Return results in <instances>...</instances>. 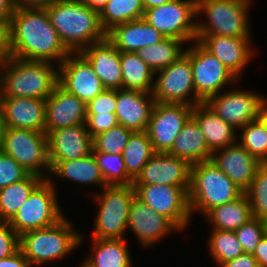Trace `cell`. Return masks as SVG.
Listing matches in <instances>:
<instances>
[{
	"label": "cell",
	"instance_id": "cell-1",
	"mask_svg": "<svg viewBox=\"0 0 267 267\" xmlns=\"http://www.w3.org/2000/svg\"><path fill=\"white\" fill-rule=\"evenodd\" d=\"M11 57L60 65L71 53L50 22L45 8L15 9L8 26Z\"/></svg>",
	"mask_w": 267,
	"mask_h": 267
},
{
	"label": "cell",
	"instance_id": "cell-2",
	"mask_svg": "<svg viewBox=\"0 0 267 267\" xmlns=\"http://www.w3.org/2000/svg\"><path fill=\"white\" fill-rule=\"evenodd\" d=\"M61 41L70 52H80L91 44L103 41L99 12L82 0H51L44 7Z\"/></svg>",
	"mask_w": 267,
	"mask_h": 267
},
{
	"label": "cell",
	"instance_id": "cell-3",
	"mask_svg": "<svg viewBox=\"0 0 267 267\" xmlns=\"http://www.w3.org/2000/svg\"><path fill=\"white\" fill-rule=\"evenodd\" d=\"M74 228L65 215L52 226L21 234L19 249L33 267H43L57 260L61 262L87 240L85 233Z\"/></svg>",
	"mask_w": 267,
	"mask_h": 267
},
{
	"label": "cell",
	"instance_id": "cell-4",
	"mask_svg": "<svg viewBox=\"0 0 267 267\" xmlns=\"http://www.w3.org/2000/svg\"><path fill=\"white\" fill-rule=\"evenodd\" d=\"M252 3V0H196V41L205 35L253 37L249 13Z\"/></svg>",
	"mask_w": 267,
	"mask_h": 267
},
{
	"label": "cell",
	"instance_id": "cell-5",
	"mask_svg": "<svg viewBox=\"0 0 267 267\" xmlns=\"http://www.w3.org/2000/svg\"><path fill=\"white\" fill-rule=\"evenodd\" d=\"M3 97L47 99L58 85V65L9 57L2 70Z\"/></svg>",
	"mask_w": 267,
	"mask_h": 267
},
{
	"label": "cell",
	"instance_id": "cell-6",
	"mask_svg": "<svg viewBox=\"0 0 267 267\" xmlns=\"http://www.w3.org/2000/svg\"><path fill=\"white\" fill-rule=\"evenodd\" d=\"M244 192L211 160L191 165L188 202L191 216H203L216 206L239 198Z\"/></svg>",
	"mask_w": 267,
	"mask_h": 267
},
{
	"label": "cell",
	"instance_id": "cell-7",
	"mask_svg": "<svg viewBox=\"0 0 267 267\" xmlns=\"http://www.w3.org/2000/svg\"><path fill=\"white\" fill-rule=\"evenodd\" d=\"M94 192L90 197L98 210L90 238L126 239L130 206L136 196L134 186L107 185Z\"/></svg>",
	"mask_w": 267,
	"mask_h": 267
},
{
	"label": "cell",
	"instance_id": "cell-8",
	"mask_svg": "<svg viewBox=\"0 0 267 267\" xmlns=\"http://www.w3.org/2000/svg\"><path fill=\"white\" fill-rule=\"evenodd\" d=\"M58 192L49 179H44L9 221L10 226L20 236L56 224L65 216Z\"/></svg>",
	"mask_w": 267,
	"mask_h": 267
},
{
	"label": "cell",
	"instance_id": "cell-9",
	"mask_svg": "<svg viewBox=\"0 0 267 267\" xmlns=\"http://www.w3.org/2000/svg\"><path fill=\"white\" fill-rule=\"evenodd\" d=\"M0 150L10 155L29 174L48 179L51 165L45 132L7 128Z\"/></svg>",
	"mask_w": 267,
	"mask_h": 267
},
{
	"label": "cell",
	"instance_id": "cell-10",
	"mask_svg": "<svg viewBox=\"0 0 267 267\" xmlns=\"http://www.w3.org/2000/svg\"><path fill=\"white\" fill-rule=\"evenodd\" d=\"M196 95L205 102L210 96L236 86L239 79L198 41L187 45Z\"/></svg>",
	"mask_w": 267,
	"mask_h": 267
},
{
	"label": "cell",
	"instance_id": "cell-11",
	"mask_svg": "<svg viewBox=\"0 0 267 267\" xmlns=\"http://www.w3.org/2000/svg\"><path fill=\"white\" fill-rule=\"evenodd\" d=\"M152 95L155 102L195 106L203 101L196 95L190 58L184 54L155 72Z\"/></svg>",
	"mask_w": 267,
	"mask_h": 267
},
{
	"label": "cell",
	"instance_id": "cell-12",
	"mask_svg": "<svg viewBox=\"0 0 267 267\" xmlns=\"http://www.w3.org/2000/svg\"><path fill=\"white\" fill-rule=\"evenodd\" d=\"M196 14V0H172L146 9L143 18L166 38L191 43L196 41Z\"/></svg>",
	"mask_w": 267,
	"mask_h": 267
},
{
	"label": "cell",
	"instance_id": "cell-13",
	"mask_svg": "<svg viewBox=\"0 0 267 267\" xmlns=\"http://www.w3.org/2000/svg\"><path fill=\"white\" fill-rule=\"evenodd\" d=\"M266 101L267 95L258 91L230 87L227 91L210 96L205 103L221 119L240 130L246 124L259 119Z\"/></svg>",
	"mask_w": 267,
	"mask_h": 267
},
{
	"label": "cell",
	"instance_id": "cell-14",
	"mask_svg": "<svg viewBox=\"0 0 267 267\" xmlns=\"http://www.w3.org/2000/svg\"><path fill=\"white\" fill-rule=\"evenodd\" d=\"M133 186L140 200L168 218L182 233L191 225L193 217L188 202L189 187L161 184Z\"/></svg>",
	"mask_w": 267,
	"mask_h": 267
},
{
	"label": "cell",
	"instance_id": "cell-15",
	"mask_svg": "<svg viewBox=\"0 0 267 267\" xmlns=\"http://www.w3.org/2000/svg\"><path fill=\"white\" fill-rule=\"evenodd\" d=\"M193 106L155 102L147 133L155 153H167L184 124L191 117Z\"/></svg>",
	"mask_w": 267,
	"mask_h": 267
},
{
	"label": "cell",
	"instance_id": "cell-16",
	"mask_svg": "<svg viewBox=\"0 0 267 267\" xmlns=\"http://www.w3.org/2000/svg\"><path fill=\"white\" fill-rule=\"evenodd\" d=\"M58 84L86 104L106 89L80 52H71L58 66Z\"/></svg>",
	"mask_w": 267,
	"mask_h": 267
},
{
	"label": "cell",
	"instance_id": "cell-17",
	"mask_svg": "<svg viewBox=\"0 0 267 267\" xmlns=\"http://www.w3.org/2000/svg\"><path fill=\"white\" fill-rule=\"evenodd\" d=\"M127 231L138 240L145 250L162 241L166 236L181 231L165 216L152 210L137 196L130 206Z\"/></svg>",
	"mask_w": 267,
	"mask_h": 267
},
{
	"label": "cell",
	"instance_id": "cell-18",
	"mask_svg": "<svg viewBox=\"0 0 267 267\" xmlns=\"http://www.w3.org/2000/svg\"><path fill=\"white\" fill-rule=\"evenodd\" d=\"M190 176L191 164L187 160L167 153H155L133 181V185L190 187Z\"/></svg>",
	"mask_w": 267,
	"mask_h": 267
},
{
	"label": "cell",
	"instance_id": "cell-19",
	"mask_svg": "<svg viewBox=\"0 0 267 267\" xmlns=\"http://www.w3.org/2000/svg\"><path fill=\"white\" fill-rule=\"evenodd\" d=\"M252 37L205 35L199 43L217 57L238 79L256 52ZM241 76V77H240Z\"/></svg>",
	"mask_w": 267,
	"mask_h": 267
},
{
	"label": "cell",
	"instance_id": "cell-20",
	"mask_svg": "<svg viewBox=\"0 0 267 267\" xmlns=\"http://www.w3.org/2000/svg\"><path fill=\"white\" fill-rule=\"evenodd\" d=\"M211 162L245 192L262 164L238 142L212 153Z\"/></svg>",
	"mask_w": 267,
	"mask_h": 267
},
{
	"label": "cell",
	"instance_id": "cell-21",
	"mask_svg": "<svg viewBox=\"0 0 267 267\" xmlns=\"http://www.w3.org/2000/svg\"><path fill=\"white\" fill-rule=\"evenodd\" d=\"M86 103L59 84L46 99L45 133L74 125H86Z\"/></svg>",
	"mask_w": 267,
	"mask_h": 267
},
{
	"label": "cell",
	"instance_id": "cell-22",
	"mask_svg": "<svg viewBox=\"0 0 267 267\" xmlns=\"http://www.w3.org/2000/svg\"><path fill=\"white\" fill-rule=\"evenodd\" d=\"M93 139L86 125L52 130L47 134L49 161L84 158L92 153Z\"/></svg>",
	"mask_w": 267,
	"mask_h": 267
},
{
	"label": "cell",
	"instance_id": "cell-23",
	"mask_svg": "<svg viewBox=\"0 0 267 267\" xmlns=\"http://www.w3.org/2000/svg\"><path fill=\"white\" fill-rule=\"evenodd\" d=\"M155 99L152 93L117 89L115 114L118 123L131 131H146Z\"/></svg>",
	"mask_w": 267,
	"mask_h": 267
},
{
	"label": "cell",
	"instance_id": "cell-24",
	"mask_svg": "<svg viewBox=\"0 0 267 267\" xmlns=\"http://www.w3.org/2000/svg\"><path fill=\"white\" fill-rule=\"evenodd\" d=\"M2 109L8 128L32 129L45 132V99L3 97Z\"/></svg>",
	"mask_w": 267,
	"mask_h": 267
},
{
	"label": "cell",
	"instance_id": "cell-25",
	"mask_svg": "<svg viewBox=\"0 0 267 267\" xmlns=\"http://www.w3.org/2000/svg\"><path fill=\"white\" fill-rule=\"evenodd\" d=\"M50 165L51 171L48 179L56 189L57 179H62V182L66 180L68 184L70 182L76 186H96L99 191L107 186L93 153L76 160L50 161Z\"/></svg>",
	"mask_w": 267,
	"mask_h": 267
},
{
	"label": "cell",
	"instance_id": "cell-26",
	"mask_svg": "<svg viewBox=\"0 0 267 267\" xmlns=\"http://www.w3.org/2000/svg\"><path fill=\"white\" fill-rule=\"evenodd\" d=\"M80 53L89 61L106 89H122L120 51L107 39L91 44Z\"/></svg>",
	"mask_w": 267,
	"mask_h": 267
},
{
	"label": "cell",
	"instance_id": "cell-27",
	"mask_svg": "<svg viewBox=\"0 0 267 267\" xmlns=\"http://www.w3.org/2000/svg\"><path fill=\"white\" fill-rule=\"evenodd\" d=\"M106 37L120 52H137L166 38L144 18L116 25Z\"/></svg>",
	"mask_w": 267,
	"mask_h": 267
},
{
	"label": "cell",
	"instance_id": "cell-28",
	"mask_svg": "<svg viewBox=\"0 0 267 267\" xmlns=\"http://www.w3.org/2000/svg\"><path fill=\"white\" fill-rule=\"evenodd\" d=\"M191 117L199 125L212 153L237 142L238 131L216 115L205 102L193 107Z\"/></svg>",
	"mask_w": 267,
	"mask_h": 267
},
{
	"label": "cell",
	"instance_id": "cell-29",
	"mask_svg": "<svg viewBox=\"0 0 267 267\" xmlns=\"http://www.w3.org/2000/svg\"><path fill=\"white\" fill-rule=\"evenodd\" d=\"M90 254L85 255L82 263L86 267H133L127 239L89 238Z\"/></svg>",
	"mask_w": 267,
	"mask_h": 267
},
{
	"label": "cell",
	"instance_id": "cell-30",
	"mask_svg": "<svg viewBox=\"0 0 267 267\" xmlns=\"http://www.w3.org/2000/svg\"><path fill=\"white\" fill-rule=\"evenodd\" d=\"M167 154L185 159L191 165L208 161L212 156L199 125L192 117L184 124Z\"/></svg>",
	"mask_w": 267,
	"mask_h": 267
},
{
	"label": "cell",
	"instance_id": "cell-31",
	"mask_svg": "<svg viewBox=\"0 0 267 267\" xmlns=\"http://www.w3.org/2000/svg\"><path fill=\"white\" fill-rule=\"evenodd\" d=\"M211 229L235 231L252 218L250 203L245 193L229 203L209 210L204 216Z\"/></svg>",
	"mask_w": 267,
	"mask_h": 267
},
{
	"label": "cell",
	"instance_id": "cell-32",
	"mask_svg": "<svg viewBox=\"0 0 267 267\" xmlns=\"http://www.w3.org/2000/svg\"><path fill=\"white\" fill-rule=\"evenodd\" d=\"M122 89L152 93L155 71L150 68L137 52H120Z\"/></svg>",
	"mask_w": 267,
	"mask_h": 267
},
{
	"label": "cell",
	"instance_id": "cell-33",
	"mask_svg": "<svg viewBox=\"0 0 267 267\" xmlns=\"http://www.w3.org/2000/svg\"><path fill=\"white\" fill-rule=\"evenodd\" d=\"M43 180L39 175L29 174L19 182L1 188L0 221L9 222Z\"/></svg>",
	"mask_w": 267,
	"mask_h": 267
},
{
	"label": "cell",
	"instance_id": "cell-34",
	"mask_svg": "<svg viewBox=\"0 0 267 267\" xmlns=\"http://www.w3.org/2000/svg\"><path fill=\"white\" fill-rule=\"evenodd\" d=\"M154 154L147 131L132 132L122 152L127 175L134 181Z\"/></svg>",
	"mask_w": 267,
	"mask_h": 267
},
{
	"label": "cell",
	"instance_id": "cell-35",
	"mask_svg": "<svg viewBox=\"0 0 267 267\" xmlns=\"http://www.w3.org/2000/svg\"><path fill=\"white\" fill-rule=\"evenodd\" d=\"M184 45L188 44L179 39L165 38L159 43L138 50L137 54L156 72L169 66L184 55L186 51V46Z\"/></svg>",
	"mask_w": 267,
	"mask_h": 267
},
{
	"label": "cell",
	"instance_id": "cell-36",
	"mask_svg": "<svg viewBox=\"0 0 267 267\" xmlns=\"http://www.w3.org/2000/svg\"><path fill=\"white\" fill-rule=\"evenodd\" d=\"M144 13L141 0H109L99 12V20L107 33L116 25L143 18Z\"/></svg>",
	"mask_w": 267,
	"mask_h": 267
},
{
	"label": "cell",
	"instance_id": "cell-37",
	"mask_svg": "<svg viewBox=\"0 0 267 267\" xmlns=\"http://www.w3.org/2000/svg\"><path fill=\"white\" fill-rule=\"evenodd\" d=\"M206 242L210 257L217 267L244 253L234 231L211 229Z\"/></svg>",
	"mask_w": 267,
	"mask_h": 267
},
{
	"label": "cell",
	"instance_id": "cell-38",
	"mask_svg": "<svg viewBox=\"0 0 267 267\" xmlns=\"http://www.w3.org/2000/svg\"><path fill=\"white\" fill-rule=\"evenodd\" d=\"M237 142L261 163H267V127L260 118L238 130Z\"/></svg>",
	"mask_w": 267,
	"mask_h": 267
},
{
	"label": "cell",
	"instance_id": "cell-39",
	"mask_svg": "<svg viewBox=\"0 0 267 267\" xmlns=\"http://www.w3.org/2000/svg\"><path fill=\"white\" fill-rule=\"evenodd\" d=\"M107 185H133L127 175L122 154L92 152Z\"/></svg>",
	"mask_w": 267,
	"mask_h": 267
},
{
	"label": "cell",
	"instance_id": "cell-40",
	"mask_svg": "<svg viewBox=\"0 0 267 267\" xmlns=\"http://www.w3.org/2000/svg\"><path fill=\"white\" fill-rule=\"evenodd\" d=\"M250 203L252 217L267 220V163H262L244 192Z\"/></svg>",
	"mask_w": 267,
	"mask_h": 267
},
{
	"label": "cell",
	"instance_id": "cell-41",
	"mask_svg": "<svg viewBox=\"0 0 267 267\" xmlns=\"http://www.w3.org/2000/svg\"><path fill=\"white\" fill-rule=\"evenodd\" d=\"M132 132L118 124L93 138L92 152L122 154Z\"/></svg>",
	"mask_w": 267,
	"mask_h": 267
},
{
	"label": "cell",
	"instance_id": "cell-42",
	"mask_svg": "<svg viewBox=\"0 0 267 267\" xmlns=\"http://www.w3.org/2000/svg\"><path fill=\"white\" fill-rule=\"evenodd\" d=\"M244 253L253 254L261 239L267 233L266 220L252 217L235 231Z\"/></svg>",
	"mask_w": 267,
	"mask_h": 267
},
{
	"label": "cell",
	"instance_id": "cell-43",
	"mask_svg": "<svg viewBox=\"0 0 267 267\" xmlns=\"http://www.w3.org/2000/svg\"><path fill=\"white\" fill-rule=\"evenodd\" d=\"M29 173L10 155L0 150V189L25 179Z\"/></svg>",
	"mask_w": 267,
	"mask_h": 267
},
{
	"label": "cell",
	"instance_id": "cell-44",
	"mask_svg": "<svg viewBox=\"0 0 267 267\" xmlns=\"http://www.w3.org/2000/svg\"><path fill=\"white\" fill-rule=\"evenodd\" d=\"M117 90L105 89L86 104V114H115Z\"/></svg>",
	"mask_w": 267,
	"mask_h": 267
},
{
	"label": "cell",
	"instance_id": "cell-45",
	"mask_svg": "<svg viewBox=\"0 0 267 267\" xmlns=\"http://www.w3.org/2000/svg\"><path fill=\"white\" fill-rule=\"evenodd\" d=\"M19 249V235L9 222L0 221V260L11 256Z\"/></svg>",
	"mask_w": 267,
	"mask_h": 267
},
{
	"label": "cell",
	"instance_id": "cell-46",
	"mask_svg": "<svg viewBox=\"0 0 267 267\" xmlns=\"http://www.w3.org/2000/svg\"><path fill=\"white\" fill-rule=\"evenodd\" d=\"M118 124L116 114H86V127L92 139Z\"/></svg>",
	"mask_w": 267,
	"mask_h": 267
},
{
	"label": "cell",
	"instance_id": "cell-47",
	"mask_svg": "<svg viewBox=\"0 0 267 267\" xmlns=\"http://www.w3.org/2000/svg\"><path fill=\"white\" fill-rule=\"evenodd\" d=\"M219 267H258L253 254L243 253L238 257L228 260Z\"/></svg>",
	"mask_w": 267,
	"mask_h": 267
},
{
	"label": "cell",
	"instance_id": "cell-48",
	"mask_svg": "<svg viewBox=\"0 0 267 267\" xmlns=\"http://www.w3.org/2000/svg\"><path fill=\"white\" fill-rule=\"evenodd\" d=\"M0 267H33L23 256L20 249L9 257L0 260Z\"/></svg>",
	"mask_w": 267,
	"mask_h": 267
},
{
	"label": "cell",
	"instance_id": "cell-49",
	"mask_svg": "<svg viewBox=\"0 0 267 267\" xmlns=\"http://www.w3.org/2000/svg\"><path fill=\"white\" fill-rule=\"evenodd\" d=\"M10 57L8 50V26L0 21V63H5Z\"/></svg>",
	"mask_w": 267,
	"mask_h": 267
},
{
	"label": "cell",
	"instance_id": "cell-50",
	"mask_svg": "<svg viewBox=\"0 0 267 267\" xmlns=\"http://www.w3.org/2000/svg\"><path fill=\"white\" fill-rule=\"evenodd\" d=\"M253 257L256 259L258 267H267V233L256 247Z\"/></svg>",
	"mask_w": 267,
	"mask_h": 267
},
{
	"label": "cell",
	"instance_id": "cell-51",
	"mask_svg": "<svg viewBox=\"0 0 267 267\" xmlns=\"http://www.w3.org/2000/svg\"><path fill=\"white\" fill-rule=\"evenodd\" d=\"M15 6L13 0H0V21L9 26L14 14Z\"/></svg>",
	"mask_w": 267,
	"mask_h": 267
},
{
	"label": "cell",
	"instance_id": "cell-52",
	"mask_svg": "<svg viewBox=\"0 0 267 267\" xmlns=\"http://www.w3.org/2000/svg\"><path fill=\"white\" fill-rule=\"evenodd\" d=\"M51 0H13L15 9L44 8Z\"/></svg>",
	"mask_w": 267,
	"mask_h": 267
},
{
	"label": "cell",
	"instance_id": "cell-53",
	"mask_svg": "<svg viewBox=\"0 0 267 267\" xmlns=\"http://www.w3.org/2000/svg\"><path fill=\"white\" fill-rule=\"evenodd\" d=\"M86 5L91 9H94L100 12L104 6L108 3L109 0H82Z\"/></svg>",
	"mask_w": 267,
	"mask_h": 267
},
{
	"label": "cell",
	"instance_id": "cell-54",
	"mask_svg": "<svg viewBox=\"0 0 267 267\" xmlns=\"http://www.w3.org/2000/svg\"><path fill=\"white\" fill-rule=\"evenodd\" d=\"M7 128L8 127H7V124L5 122L3 109L0 108V149L2 147Z\"/></svg>",
	"mask_w": 267,
	"mask_h": 267
},
{
	"label": "cell",
	"instance_id": "cell-55",
	"mask_svg": "<svg viewBox=\"0 0 267 267\" xmlns=\"http://www.w3.org/2000/svg\"><path fill=\"white\" fill-rule=\"evenodd\" d=\"M144 9L152 8V7H157L164 5L165 3H168L172 0H141Z\"/></svg>",
	"mask_w": 267,
	"mask_h": 267
},
{
	"label": "cell",
	"instance_id": "cell-56",
	"mask_svg": "<svg viewBox=\"0 0 267 267\" xmlns=\"http://www.w3.org/2000/svg\"><path fill=\"white\" fill-rule=\"evenodd\" d=\"M3 67L4 63H0V108H2V103H3V77H2Z\"/></svg>",
	"mask_w": 267,
	"mask_h": 267
},
{
	"label": "cell",
	"instance_id": "cell-57",
	"mask_svg": "<svg viewBox=\"0 0 267 267\" xmlns=\"http://www.w3.org/2000/svg\"><path fill=\"white\" fill-rule=\"evenodd\" d=\"M264 124L267 127V101L263 104L261 111H260V117H259Z\"/></svg>",
	"mask_w": 267,
	"mask_h": 267
},
{
	"label": "cell",
	"instance_id": "cell-58",
	"mask_svg": "<svg viewBox=\"0 0 267 267\" xmlns=\"http://www.w3.org/2000/svg\"><path fill=\"white\" fill-rule=\"evenodd\" d=\"M77 267H86L82 262Z\"/></svg>",
	"mask_w": 267,
	"mask_h": 267
}]
</instances>
